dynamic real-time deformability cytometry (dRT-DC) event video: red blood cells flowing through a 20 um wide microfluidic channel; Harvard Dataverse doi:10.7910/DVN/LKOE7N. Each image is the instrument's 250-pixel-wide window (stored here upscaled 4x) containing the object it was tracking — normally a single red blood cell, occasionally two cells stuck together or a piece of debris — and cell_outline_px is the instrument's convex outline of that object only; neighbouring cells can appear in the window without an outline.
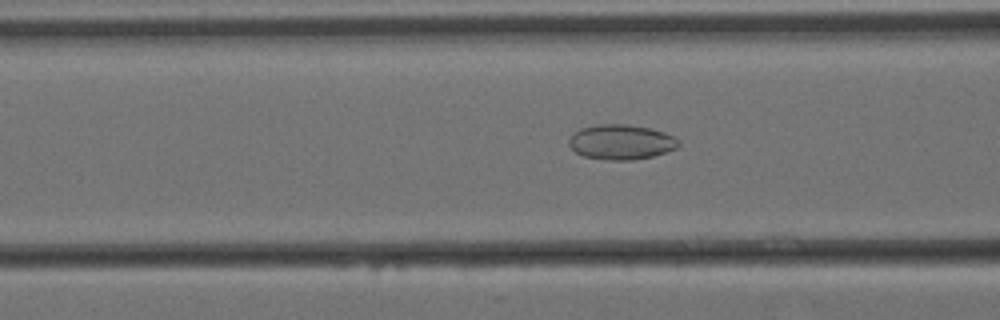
{"species": "Egyptian fruit bat (a non-hibernating species)", "species_latin": "Rousettus aegyptiacus", "temperature_condition": "cold", "stored_images_in_passage": 40, "camera_frame_rate_fps": 3000, "um_per_image_px": 0.085, "animal": {"sex": "female"}, "frame": {"image": 1, "passage_image": 14, "time_ms": 4.333, "image_size_px": [1000, 320], "cell_outline_px": [[680, 144], [676, 148], [652, 156], [632, 160], [608, 160], [584, 156], [576, 152], [568, 144], [568, 140], [580, 128], [600, 124], [628, 124], [648, 128], [664, 132], [680, 140]], "centroid_in_image_um": [52.79, 12.07], "position_along_channel_um": 113.8, "area_um2": 22.14}}
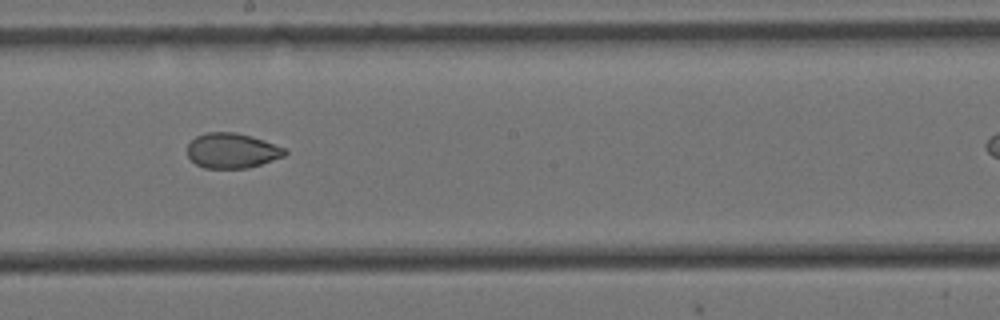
{"frame": {"image": 2, "passage_image": 24, "time_ms": 7.667, "image_size_px": [1000, 320], "cell_outline_px": [[288, 152], [284, 156], [248, 168], [204, 168], [196, 164], [188, 156], [188, 144], [196, 136], [208, 132], [236, 132], [264, 140], [288, 148]], "centroid_in_image_um": [19.75, 12.8], "position_along_channel_um": 228.5, "area_um2": 19.94}}
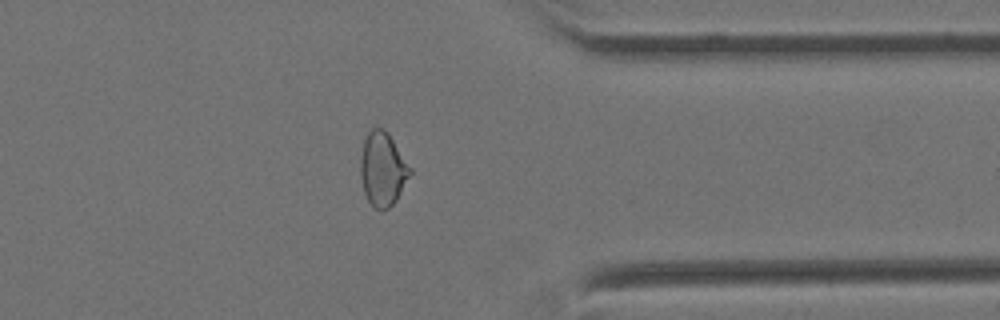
{"frame": {"image": 3, "passage_image": 38, "time_ms": 12.333, "image_size_px": [1000, 320], "cell_outline_px": [[412, 172], [396, 200], [388, 208], [372, 208], [364, 192], [360, 176], [360, 156], [364, 140], [368, 132], [372, 128], [384, 128], [388, 132], [412, 168]], "centroid_in_image_um": [32.52, 14.35], "position_along_channel_um": 378.9, "area_um2": 21.39}}